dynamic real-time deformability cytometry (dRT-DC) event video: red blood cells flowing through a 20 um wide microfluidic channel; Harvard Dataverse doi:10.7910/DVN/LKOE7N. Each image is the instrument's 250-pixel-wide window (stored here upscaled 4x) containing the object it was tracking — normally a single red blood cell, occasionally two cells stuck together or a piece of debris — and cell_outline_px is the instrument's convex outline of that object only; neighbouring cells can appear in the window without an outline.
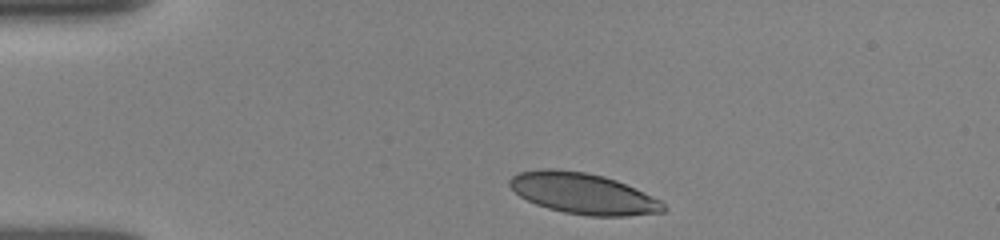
{"species": "human", "species_latin": "Homo sapiens", "temperature_condition": "room temperature", "stored_images_in_passage": 3, "camera_frame_rate_fps": 3000, "um_per_image_px": 0.085, "donor": {"sex": "female"}, "frame": {"image": 1, "passage_image": 1, "time_ms": 0.0, "image_size_px": [1000, 240], "cell_outline_px": [[668, 208], [664, 212], [628, 216], [588, 216], [564, 212], [548, 208], [536, 204], [520, 196], [508, 184], [508, 180], [512, 176], [520, 172], [544, 168], [556, 168], [584, 172], [604, 176], [616, 180], [660, 200]], "centroid_in_image_um": [49.56, 16.45], "position_along_channel_um": 35.4, "area_um2": 36.59}}